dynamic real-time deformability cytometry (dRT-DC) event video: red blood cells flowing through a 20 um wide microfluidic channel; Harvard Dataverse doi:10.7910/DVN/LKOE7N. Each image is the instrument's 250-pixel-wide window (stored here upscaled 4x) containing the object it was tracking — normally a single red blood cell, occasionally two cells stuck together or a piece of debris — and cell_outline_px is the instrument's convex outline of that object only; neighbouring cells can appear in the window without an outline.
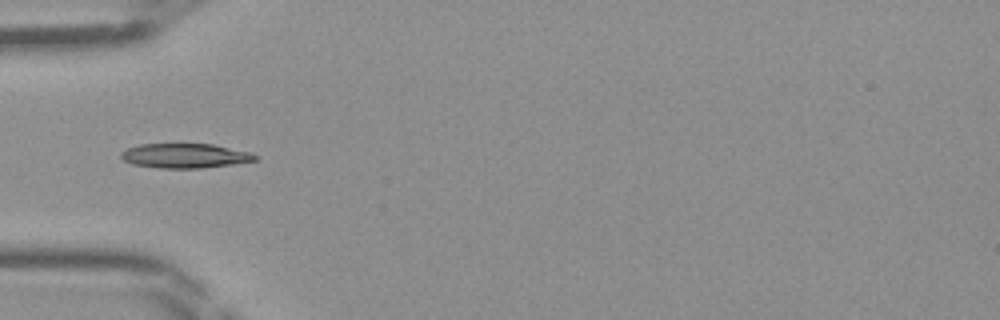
{"species": "Egyptian fruit bat (a non-hibernating species)", "species_latin": "Rousettus aegyptiacus", "temperature_condition": "room temperature", "stored_images_in_passage": 42, "camera_frame_rate_fps": 3000, "um_per_image_px": 0.085, "frame": {"image": 1, "passage_image": 11, "time_ms": 3.333, "image_size_px": [1000, 320], "cell_outline_px": [[260, 156], [256, 160], [232, 164], [200, 168], [160, 168], [132, 164], [124, 160], [120, 156], [120, 152], [128, 148], [140, 144], [212, 144], [252, 152]], "centroid_in_image_um": [15.74, 13.23], "position_along_channel_um": 69.3, "area_um2": 19.19}}
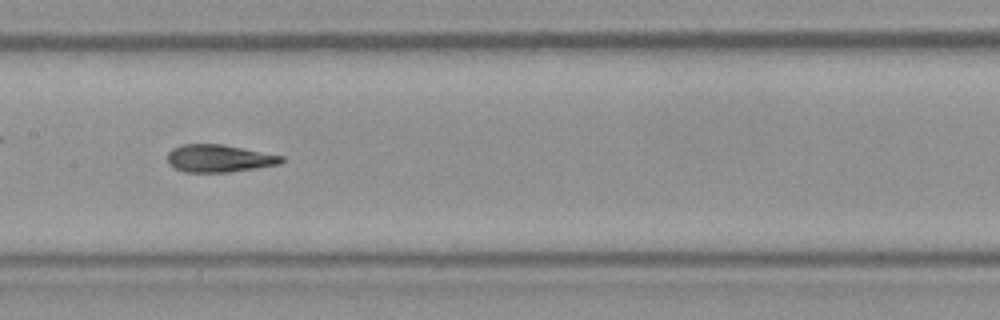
{"frame": {"image": 2, "passage_image": 19, "time_ms": 6.0, "image_size_px": [1000, 320], "cell_outline_px": [[284, 160], [280, 164], [256, 168], [228, 172], [184, 172], [172, 168], [168, 164], [168, 152], [172, 148], [184, 144], [220, 144], [284, 156]], "centroid_in_image_um": [18.58, 13.47], "position_along_channel_um": 188.8, "area_um2": 18.26}}
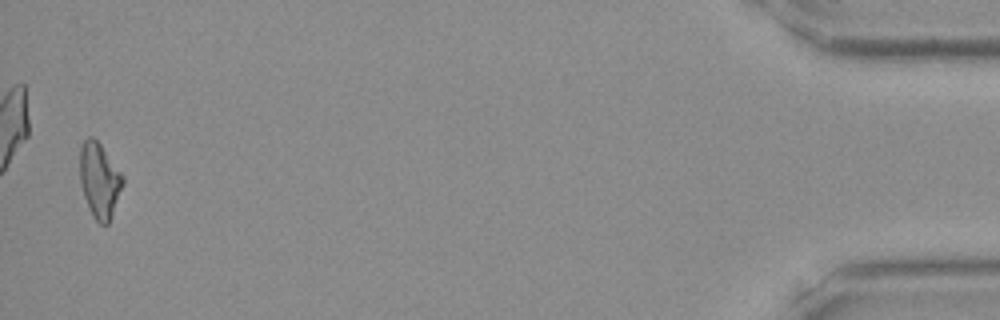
{"frame": {"image": 3, "passage_image": 41, "time_ms": 13.333, "image_size_px": [1000, 320], "cell_outline_px": [[124, 184], [108, 224], [100, 224], [92, 216], [84, 196], [80, 180], [80, 144], [88, 136], [92, 136], [100, 144], [124, 176]], "centroid_in_image_um": [8.45, 15.31], "position_along_channel_um": 426.7, "area_um2": 18.73}}